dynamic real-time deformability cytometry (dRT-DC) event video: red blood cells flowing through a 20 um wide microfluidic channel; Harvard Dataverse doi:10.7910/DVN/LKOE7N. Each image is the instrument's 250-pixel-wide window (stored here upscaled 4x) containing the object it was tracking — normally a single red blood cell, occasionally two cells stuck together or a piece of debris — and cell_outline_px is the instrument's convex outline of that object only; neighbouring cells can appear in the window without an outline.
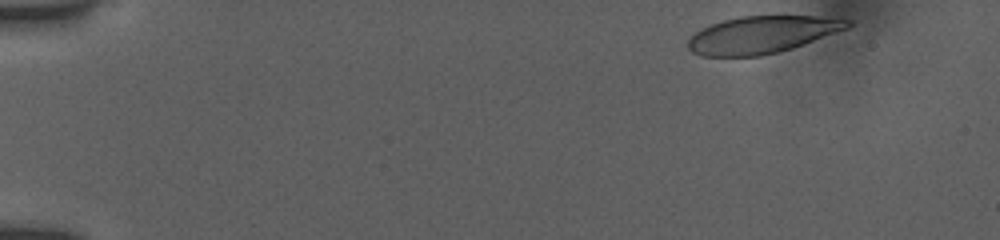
{"species": "human", "species_latin": "Homo sapiens", "temperature_condition": "room temperature", "stored_images_in_passage": 43, "camera_frame_rate_fps": 3000, "um_per_image_px": 0.085, "donor": {"sex": "female"}, "frame": {"image": 1, "passage_image": 1, "time_ms": 0.0, "image_size_px": [1000, 240], "cell_outline_px": [[852, 24], [848, 28], [792, 48], [760, 56], [700, 56], [692, 52], [688, 48], [688, 40], [700, 28], [724, 20], [740, 16], [816, 16], [852, 20]], "centroid_in_image_um": [64.75, 2.95], "position_along_channel_um": 20.3, "area_um2": 34.33}}
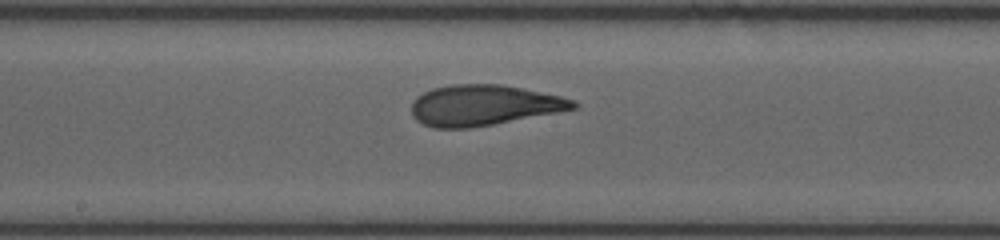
{"frame": {"image": 2, "passage_image": 25, "time_ms": 8.0, "image_size_px": [1000, 240], "cell_outline_px": [[580, 104], [576, 108], [556, 112], [492, 124], [468, 128], [432, 128], [416, 120], [412, 116], [412, 100], [416, 96], [432, 88], [452, 84], [500, 84], [560, 96], [576, 100]], "centroid_in_image_um": [41.07, 8.94], "position_along_channel_um": 207.1, "area_um2": 38.09}}
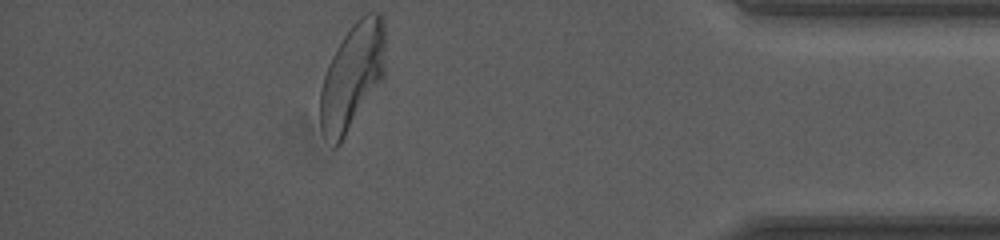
{"frame": {"image": 3, "passage_image": 43, "time_ms": 14.0, "image_size_px": [1000, 240], "cell_outline_px": [[384, 76], [340, 144], [336, 148], [332, 148], [324, 136], [320, 128], [320, 92], [324, 76], [328, 64], [336, 48], [352, 24], [364, 12], [376, 12], [384, 20]], "centroid_in_image_um": [29.92, 6.51], "position_along_channel_um": 405.3, "area_um2": 40.11}, "authors_computed_cell_mechanics": {"area_um2": 38.148, "velocity_mm_per_s": 3.8858, "shape_relaxation_time_tau1_ms": 3.8533, "shape_relaxation_time_tau2_ms": 1.0673, "deformation_change_tau1": 0.2006, "deformation_change_tau2": 0.0923}}